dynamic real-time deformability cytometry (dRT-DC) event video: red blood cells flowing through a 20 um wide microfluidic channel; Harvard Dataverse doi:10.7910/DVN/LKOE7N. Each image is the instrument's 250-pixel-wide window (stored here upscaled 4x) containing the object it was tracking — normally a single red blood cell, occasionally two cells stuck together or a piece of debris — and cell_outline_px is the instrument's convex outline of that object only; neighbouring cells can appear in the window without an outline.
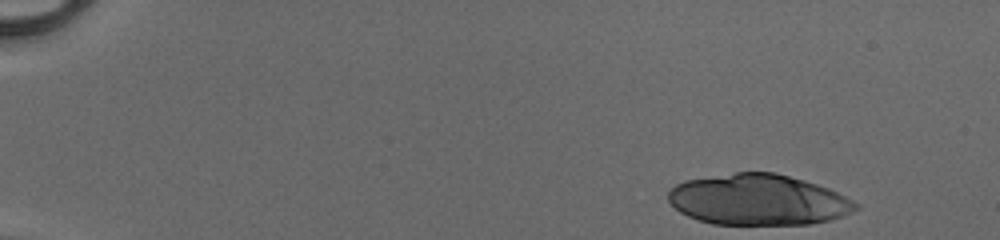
{"species": "human", "species_latin": "Homo sapiens", "temperature_condition": "cold", "stored_images_in_passage": 16, "camera_frame_rate_fps": 3000, "um_per_image_px": 0.085, "donor": {"sex": "male"}, "frame": {"image": 1, "passage_image": 1, "time_ms": 0.0, "image_size_px": [1000, 240], "cell_outline_px": [[860, 208], [852, 212], [828, 220], [812, 224], [712, 224], [688, 216], [680, 212], [668, 200], [668, 192], [676, 184], [684, 180], [736, 172], [776, 172], [804, 180], [828, 188], [860, 204]], "centroid_in_image_um": [64.45, 16.97], "position_along_channel_um": 20.6, "area_um2": 55.43}}
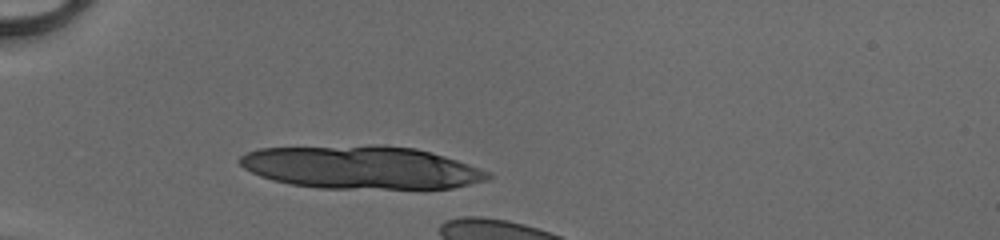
{"frame": {"image": 2, "passage_image": 12, "time_ms": 3.667, "image_size_px": [1000, 240], "cell_outline_px": [[492, 176], [488, 180], [452, 188], [320, 188], [292, 184], [272, 180], [260, 176], [244, 168], [236, 160], [240, 156], [248, 152], [260, 148], [368, 144], [384, 144], [416, 148], [444, 156], [492, 172]], "centroid_in_image_um": [30.7, 14.21], "position_along_channel_um": 54.3, "area_um2": 62.6}}